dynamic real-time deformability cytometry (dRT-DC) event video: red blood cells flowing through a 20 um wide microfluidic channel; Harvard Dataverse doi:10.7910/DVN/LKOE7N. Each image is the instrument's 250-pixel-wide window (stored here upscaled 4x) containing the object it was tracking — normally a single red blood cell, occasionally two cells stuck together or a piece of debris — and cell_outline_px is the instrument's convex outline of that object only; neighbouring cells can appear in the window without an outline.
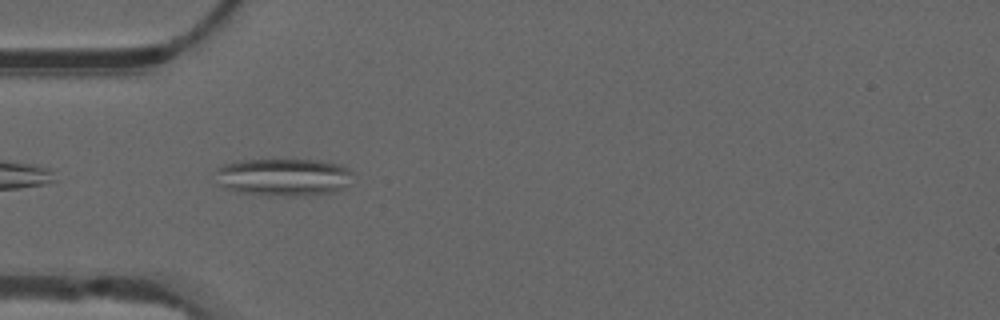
{"species": "common noctule bat (a hibernating species)", "species_latin": "Nyctalus noctula", "temperature_condition": "warm", "stored_images_in_passage": 40, "camera_frame_rate_fps": 3000, "um_per_image_px": 0.085, "animal": {"sex": "male", "forearm_length_mm": 52.5}, "frame": {"image": 1, "passage_image": 3, "time_ms": 0.667, "image_size_px": [1000, 320], "cell_outline_px": [[352, 172], [344, 188], [332, 192], [292, 196], [288, 196], [240, 192], [216, 184], [216, 172], [224, 164], [240, 160], [320, 160], [340, 164], [348, 168]], "centroid_in_image_um": [24.08, 15.04], "position_along_channel_um": 60.9, "area_um2": 29.65}}
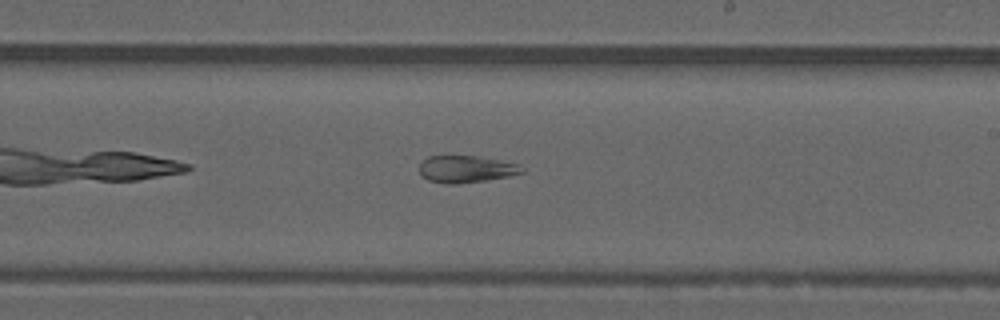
{"frame": {"image": 2, "passage_image": 18, "time_ms": 5.667, "image_size_px": [1000, 320], "cell_outline_px": [[524, 172], [508, 176], [484, 180], [456, 184], [444, 184], [428, 180], [420, 176], [420, 164], [428, 156], [480, 156], [516, 164], [524, 168]], "centroid_in_image_um": [39.57, 14.38], "position_along_channel_um": 249.4, "area_um2": 16.01}}
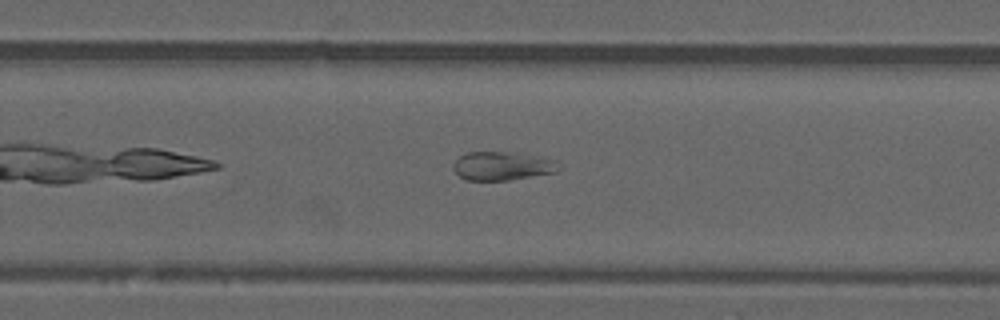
{"frame": {"image": 3, "passage_image": 21, "time_ms": 6.667, "image_size_px": [1000, 320], "cell_outline_px": [[560, 168], [556, 172], [508, 180], [468, 180], [460, 176], [452, 168], [452, 164], [464, 152], [508, 152], [548, 160]], "centroid_in_image_um": [42.55, 14.12], "position_along_channel_um": 287.3, "area_um2": 16.88}, "authors_computed_cell_mechanics": {"area_um2": 22.5998, "velocity_mm_per_s": 3.8069, "shape_relaxation_time_tau1_ms": null, "shape_relaxation_time_tau2_ms": 1.4569, "deformation_change_tau1": null, "deformation_change_tau2": 0.0766}}